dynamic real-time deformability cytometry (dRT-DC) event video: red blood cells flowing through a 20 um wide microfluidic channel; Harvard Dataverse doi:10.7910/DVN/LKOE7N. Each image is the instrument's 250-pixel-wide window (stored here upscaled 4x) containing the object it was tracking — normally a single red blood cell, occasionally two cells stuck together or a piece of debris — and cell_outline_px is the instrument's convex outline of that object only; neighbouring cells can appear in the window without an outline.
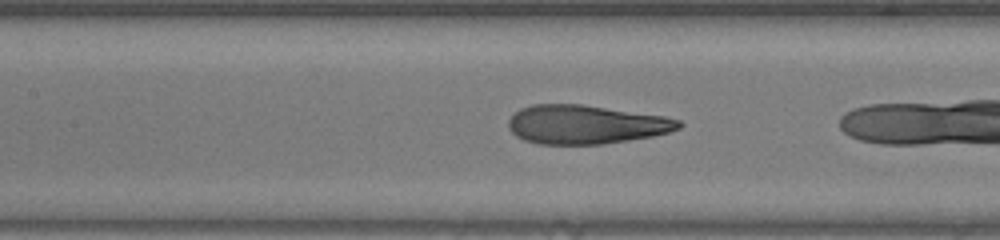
{"species": "human", "species_latin": "Homo sapiens", "temperature_condition": "warm", "stored_images_in_passage": 21, "camera_frame_rate_fps": 3000, "um_per_image_px": 0.085, "donor": {"sex": "female"}, "frame": {"image": 1, "passage_image": 19, "time_ms": 6.0, "image_size_px": [1000, 240], "cell_outline_px": [[684, 124], [680, 128], [668, 132], [652, 136], [604, 144], [540, 144], [524, 140], [516, 136], [508, 128], [508, 120], [520, 108], [532, 104], [580, 104], [664, 116], [680, 120]], "centroid_in_image_um": [49.78, 10.58], "position_along_channel_um": 157.6, "area_um2": 38.49}}